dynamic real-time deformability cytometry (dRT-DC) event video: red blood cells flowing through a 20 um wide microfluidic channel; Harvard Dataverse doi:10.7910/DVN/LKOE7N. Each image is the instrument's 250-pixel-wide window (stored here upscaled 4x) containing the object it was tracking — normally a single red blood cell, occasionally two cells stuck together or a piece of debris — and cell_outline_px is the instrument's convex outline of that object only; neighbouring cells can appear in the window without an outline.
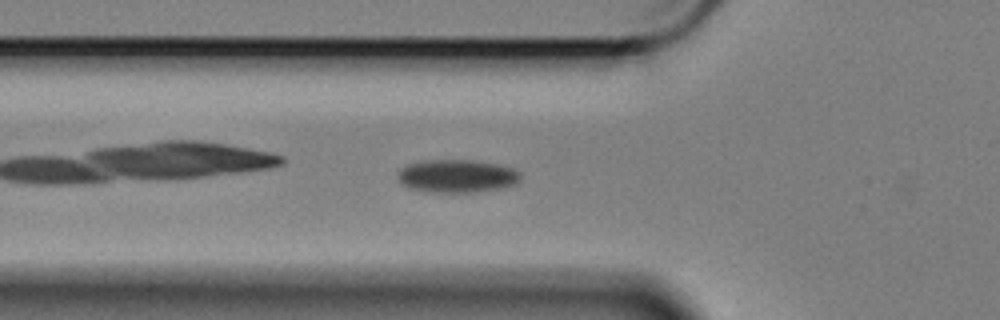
{"species": "Egyptian fruit bat (a non-hibernating species)", "species_latin": "Rousettus aegyptiacus", "temperature_condition": "cold", "stored_images_in_passage": 51, "camera_frame_rate_fps": 3000, "um_per_image_px": 0.085, "animal": {"sex": "female"}, "frame": {"image": 1, "passage_image": 11, "time_ms": 3.333, "image_size_px": [1000, 320], "cell_outline_px": [[520, 180], [516, 184], [504, 188], [476, 192], [424, 192], [408, 188], [400, 184], [396, 176], [400, 168], [408, 164], [432, 160], [472, 160], [496, 164], [512, 168], [520, 172]], "centroid_in_image_um": [38.82, 14.98], "position_along_channel_um": 87.0, "area_um2": 23.87}}
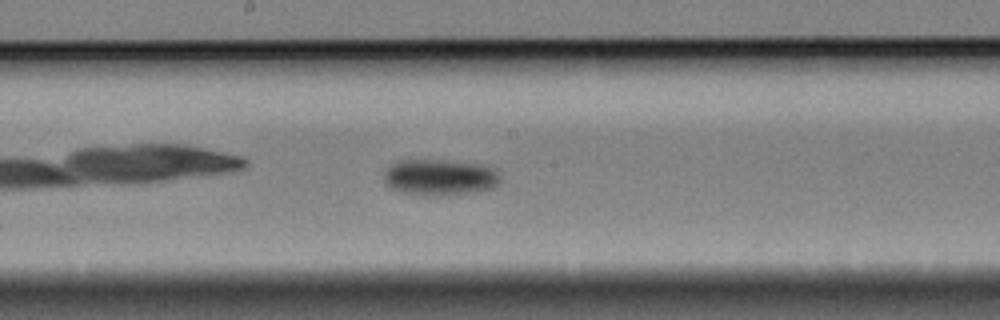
{"frame": {"image": 2, "passage_image": 22, "time_ms": 7.0, "image_size_px": [1000, 320], "cell_outline_px": [[500, 184], [496, 188], [476, 192], [448, 196], [420, 196], [400, 192], [392, 188], [384, 180], [384, 172], [396, 160], [444, 160], [484, 164], [496, 168], [500, 172]], "centroid_in_image_um": [37.47, 15.09], "position_along_channel_um": 210.7, "area_um2": 25.37}}
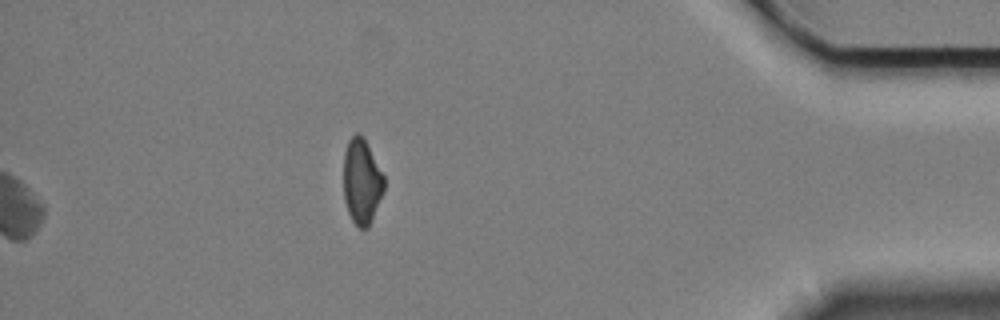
{"frame": {"image": 3, "passage_image": 51, "time_ms": 16.667, "image_size_px": [1000, 320], "cell_outline_px": [[384, 192], [368, 228], [360, 228], [352, 220], [348, 212], [344, 200], [344, 152], [348, 140], [356, 132], [364, 140], [384, 176]], "centroid_in_image_um": [30.74, 15.46], "position_along_channel_um": 404.5, "area_um2": 19.83}, "authors_computed_cell_mechanics": {"area_um2": 22.7154, "velocity_mm_per_s": 3.3715, "shape_relaxation_time_tau1_ms": 4.4962, "shape_relaxation_time_tau2_ms": null, "deformation_change_tau1": 0.0512, "deformation_change_tau2": null}}